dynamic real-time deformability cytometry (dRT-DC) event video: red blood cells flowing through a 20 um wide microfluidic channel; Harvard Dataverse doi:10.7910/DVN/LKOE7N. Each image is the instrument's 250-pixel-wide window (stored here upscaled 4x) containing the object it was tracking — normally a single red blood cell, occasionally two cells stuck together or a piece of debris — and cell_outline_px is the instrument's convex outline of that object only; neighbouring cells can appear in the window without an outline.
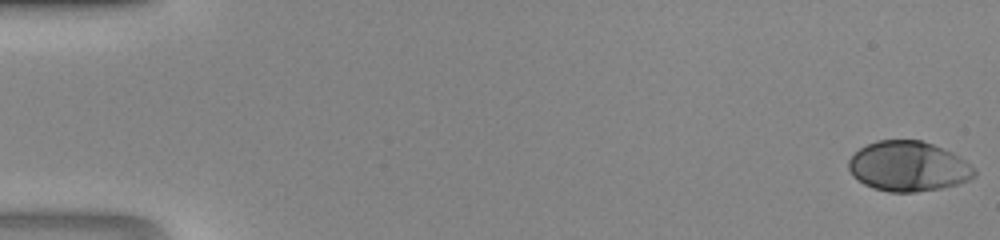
{"species": "human", "species_latin": "Homo sapiens", "temperature_condition": "room temperature", "stored_images_in_passage": 47, "camera_frame_rate_fps": 3000, "um_per_image_px": 0.085, "donor": {"sex": "male"}, "frame": {"image": 1, "passage_image": 1, "time_ms": 0.0, "image_size_px": [1000, 240], "cell_outline_px": [[976, 176], [968, 180], [956, 184], [940, 188], [916, 192], [888, 192], [872, 188], [864, 184], [852, 176], [848, 168], [848, 160], [860, 148], [876, 140], [920, 140], [932, 144], [952, 152], [976, 168]], "centroid_in_image_um": [77.19, 14.14], "position_along_channel_um": 7.8, "area_um2": 36.7}}
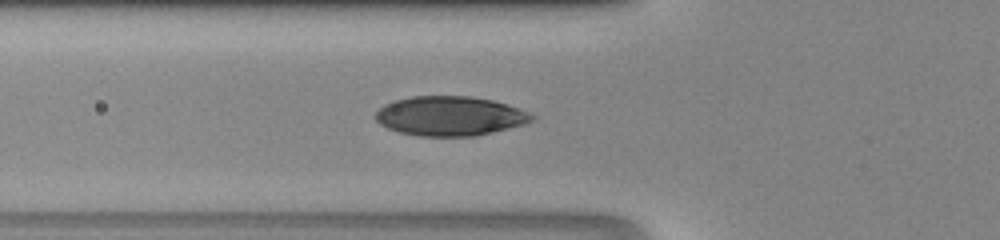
{"frame": {"image": 2, "passage_image": 18, "time_ms": 5.667, "image_size_px": [1000, 240], "cell_outline_px": [[536, 120], [524, 124], [476, 136], [420, 136], [400, 132], [388, 128], [380, 124], [376, 120], [376, 112], [384, 104], [392, 100], [412, 96], [472, 96], [492, 100], [520, 108], [536, 116]], "centroid_in_image_um": [38.26, 9.85], "position_along_channel_um": 87.5, "area_um2": 36.07}}
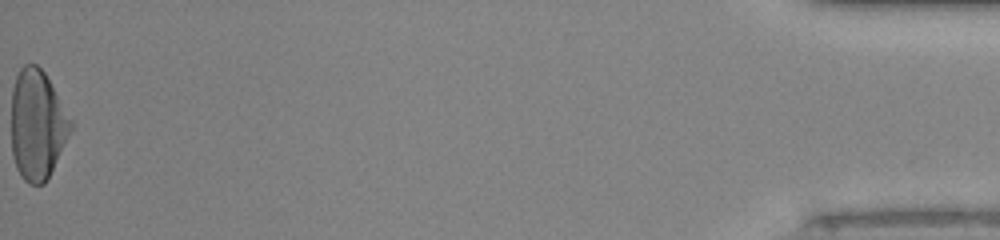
{"frame": {"image": 3, "passage_image": 47, "time_ms": 15.333, "image_size_px": [1000, 240], "cell_outline_px": [[72, 128], [44, 184], [28, 184], [20, 176], [16, 168], [12, 156], [12, 88], [16, 76], [20, 68], [24, 64], [36, 64], [44, 72], [72, 120]], "centroid_in_image_um": [3.14, 10.59], "position_along_channel_um": 432.1, "area_um2": 37.63}}